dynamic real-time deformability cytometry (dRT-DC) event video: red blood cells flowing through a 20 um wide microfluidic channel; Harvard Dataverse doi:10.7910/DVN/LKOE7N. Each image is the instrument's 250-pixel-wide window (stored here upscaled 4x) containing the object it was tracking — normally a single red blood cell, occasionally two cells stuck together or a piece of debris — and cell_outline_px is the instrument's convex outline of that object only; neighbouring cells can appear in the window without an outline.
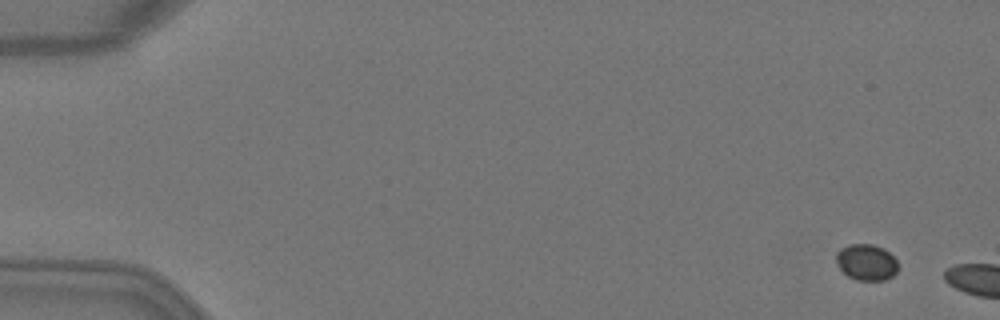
{"species": "Egyptian fruit bat (a non-hibernating species)", "species_latin": "Rousettus aegyptiacus", "temperature_condition": "warm", "stored_images_in_passage": 2, "camera_frame_rate_fps": 3000, "um_per_image_px": 0.085, "animal": {"sex": "female"}, "frame": {"image": 1, "passage_image": 1, "time_ms": 0.0, "image_size_px": [1000, 320], "cell_outline_px": [[896, 272], [892, 276], [884, 280], [856, 280], [848, 276], [840, 268], [836, 260], [836, 252], [840, 248], [848, 244], [872, 244], [884, 248], [896, 260]], "centroid_in_image_um": [73.62, 22.28], "position_along_channel_um": 11.4, "area_um2": 12.95}}